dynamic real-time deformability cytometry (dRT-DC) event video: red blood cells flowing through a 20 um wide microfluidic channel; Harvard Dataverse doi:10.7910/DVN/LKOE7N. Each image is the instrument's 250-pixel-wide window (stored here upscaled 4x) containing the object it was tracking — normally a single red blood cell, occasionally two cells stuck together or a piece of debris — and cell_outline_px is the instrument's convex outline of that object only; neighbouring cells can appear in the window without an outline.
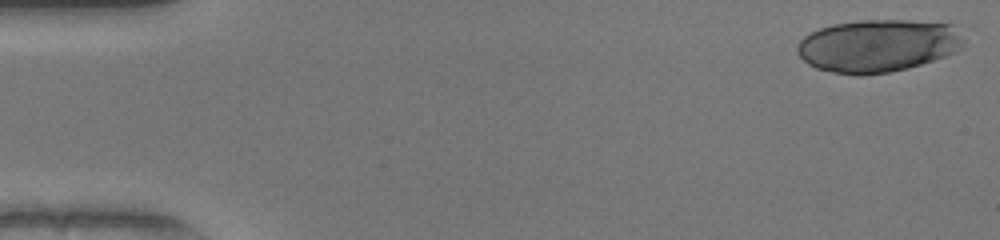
{"species": "human", "species_latin": "Homo sapiens", "temperature_condition": "warm", "stored_images_in_passage": 49, "camera_frame_rate_fps": 3000, "um_per_image_px": 0.085, "donor": {"sex": "female"}, "frame": {"image": 1, "passage_image": 1, "time_ms": 0.0, "image_size_px": [1000, 240], "cell_outline_px": [[964, 44], [956, 52], [908, 68], [888, 72], [860, 76], [856, 76], [832, 72], [816, 68], [808, 64], [796, 52], [796, 44], [804, 36], [820, 28], [832, 24], [860, 20], [908, 20], [952, 24], [964, 40]], "centroid_in_image_um": [74.59, 3.88], "position_along_channel_um": 10.4, "area_um2": 51.21}}
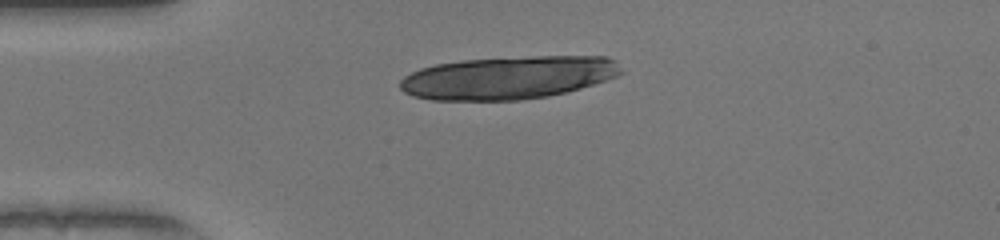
{"frame": {"image": 2, "passage_image": 12, "time_ms": 3.667, "image_size_px": [1000, 240], "cell_outline_px": [[624, 72], [616, 76], [580, 88], [548, 96], [520, 100], [432, 100], [412, 96], [404, 92], [400, 88], [400, 80], [404, 76], [420, 68], [436, 64], [460, 60], [536, 56], [608, 56], [616, 60]], "centroid_in_image_um": [43.19, 6.59], "position_along_channel_um": 41.8, "area_um2": 55.37}}